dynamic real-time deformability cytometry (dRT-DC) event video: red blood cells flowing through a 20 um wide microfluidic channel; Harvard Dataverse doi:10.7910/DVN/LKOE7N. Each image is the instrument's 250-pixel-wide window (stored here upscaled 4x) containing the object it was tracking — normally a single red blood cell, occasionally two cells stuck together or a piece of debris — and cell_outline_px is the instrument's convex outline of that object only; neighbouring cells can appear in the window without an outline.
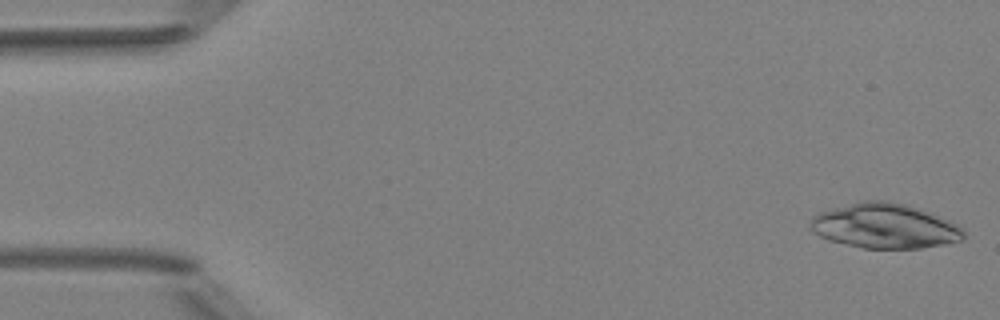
{"species": "Egyptian fruit bat (a non-hibernating species)", "species_latin": "Rousettus aegyptiacus", "temperature_condition": "room temperature", "stored_images_in_passage": 5, "camera_frame_rate_fps": 3000, "um_per_image_px": 0.085, "animal": {"sex": "female"}, "frame": {"image": 1, "passage_image": 1, "time_ms": 0.0, "image_size_px": [1000, 320], "cell_outline_px": [[964, 236], [960, 240], [948, 244], [920, 248], [864, 248], [828, 240], [812, 232], [812, 216], [820, 212], [860, 200], [884, 200], [904, 204], [920, 208], [932, 212], [960, 224], [964, 232]], "centroid_in_image_um": [75.25, 19.2], "position_along_channel_um": 9.7, "area_um2": 40.23}}